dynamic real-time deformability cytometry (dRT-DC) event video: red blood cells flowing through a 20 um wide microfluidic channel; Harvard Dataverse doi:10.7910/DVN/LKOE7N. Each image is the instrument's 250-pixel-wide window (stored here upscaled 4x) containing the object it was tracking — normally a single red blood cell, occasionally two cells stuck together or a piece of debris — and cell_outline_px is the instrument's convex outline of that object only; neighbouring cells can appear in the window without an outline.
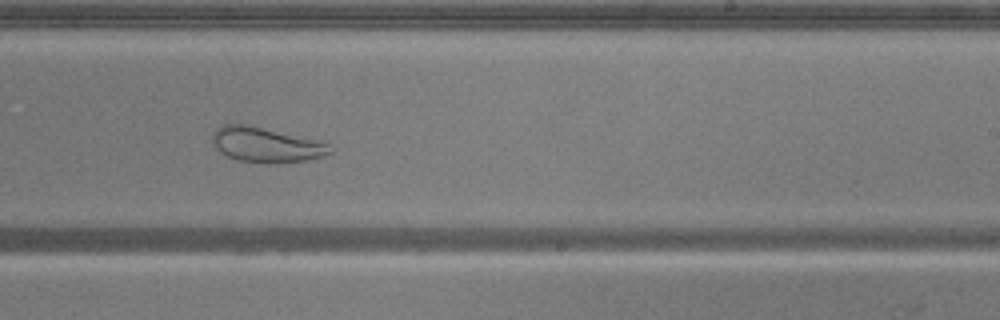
{"species": "common noctule bat (a hibernating species)", "species_latin": "Nyctalus noctula", "temperature_condition": "warm", "stored_images_in_passage": 53, "camera_frame_rate_fps": 3000, "um_per_image_px": 0.085, "animal": {"sex": "male", "body_mass_g": 20.5, "forearm_length_mm": 52.5}, "frame": {"image": 1, "passage_image": 32, "time_ms": 10.333, "image_size_px": [1000, 320], "cell_outline_px": [[336, 148], [332, 152], [308, 160], [272, 164], [268, 164], [240, 160], [228, 156], [220, 152], [216, 148], [212, 140], [212, 132], [224, 124], [248, 124], [320, 140]], "centroid_in_image_um": [22.65, 12.3], "position_along_channel_um": 266.3, "area_um2": 24.22}}
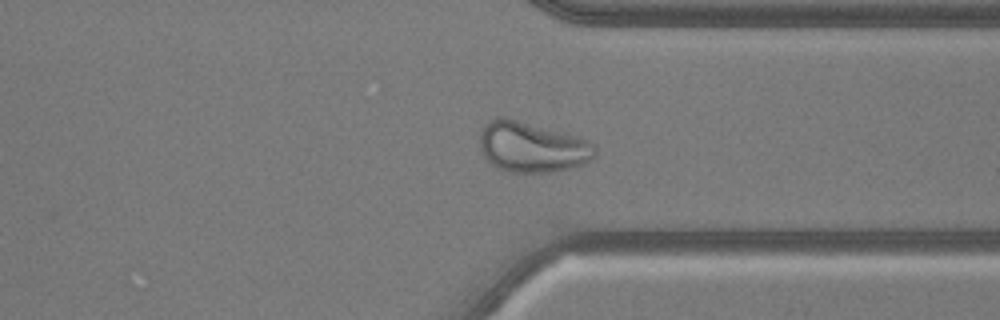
{"frame": {"image": 2, "passage_image": 40, "time_ms": 13.0, "image_size_px": [1000, 320], "cell_outline_px": [[596, 156], [584, 164], [572, 168], [552, 172], [508, 172], [496, 168], [484, 156], [480, 148], [480, 132], [484, 124], [488, 120], [496, 116], [504, 116], [576, 136], [588, 140], [596, 148]], "centroid_in_image_um": [45.2, 12.5], "position_along_channel_um": 366.2, "area_um2": 34.1}}